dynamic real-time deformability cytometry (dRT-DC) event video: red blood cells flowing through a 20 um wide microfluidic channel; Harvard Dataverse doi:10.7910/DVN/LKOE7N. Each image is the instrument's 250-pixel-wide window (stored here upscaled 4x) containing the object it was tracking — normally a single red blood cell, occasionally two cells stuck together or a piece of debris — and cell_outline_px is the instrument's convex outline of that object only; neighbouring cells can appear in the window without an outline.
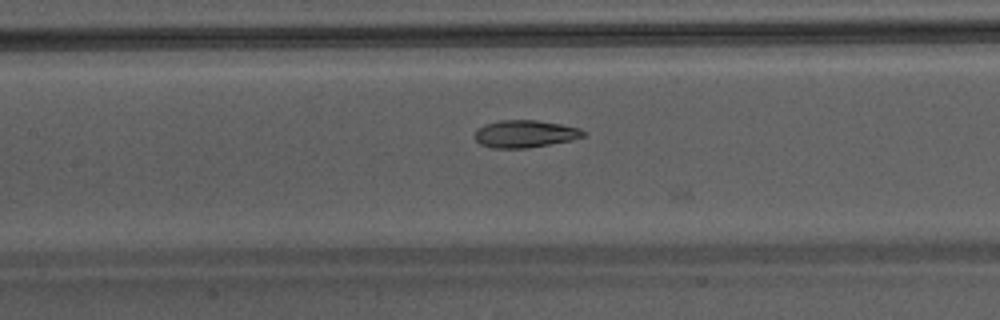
{"species": "Egyptian fruit bat (a non-hibernating species)", "species_latin": "Rousettus aegyptiacus", "temperature_condition": "warm", "stored_images_in_passage": 9, "camera_frame_rate_fps": 3000, "um_per_image_px": 0.085, "animal": {"sex": "male"}, "frame": {"image": 1, "passage_image": 8, "time_ms": 2.333, "image_size_px": [1000, 320], "cell_outline_px": [[588, 132], [584, 136], [572, 140], [528, 148], [492, 148], [480, 144], [476, 140], [476, 132], [484, 124], [500, 120], [536, 120], [560, 124], [580, 128]], "centroid_in_image_um": [44.66, 11.38], "position_along_channel_um": 162.7, "area_um2": 17.28}}